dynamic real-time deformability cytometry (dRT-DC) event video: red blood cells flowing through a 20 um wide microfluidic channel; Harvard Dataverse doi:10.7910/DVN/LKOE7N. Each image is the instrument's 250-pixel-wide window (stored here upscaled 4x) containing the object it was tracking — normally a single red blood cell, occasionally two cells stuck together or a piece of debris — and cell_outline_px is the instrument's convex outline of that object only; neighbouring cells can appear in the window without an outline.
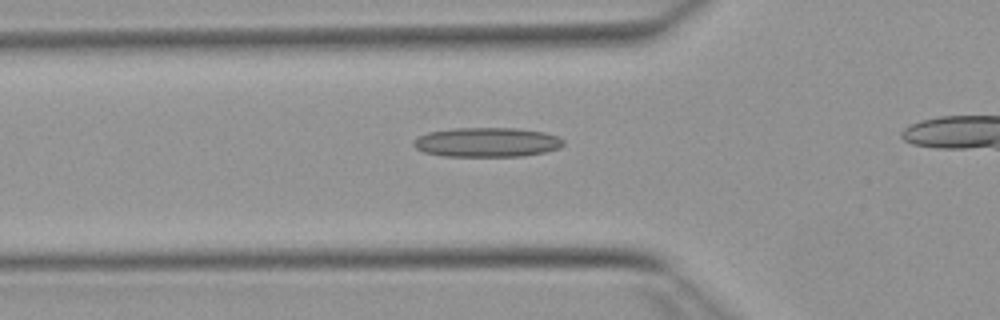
{"species": "Egyptian fruit bat (a non-hibernating species)", "species_latin": "Rousettus aegyptiacus", "temperature_condition": "warm", "stored_images_in_passage": 32, "camera_frame_rate_fps": 3000, "um_per_image_px": 0.085, "animal": {"sex": "female"}, "frame": {"image": 1, "passage_image": 8, "time_ms": 2.333, "image_size_px": [1000, 320], "cell_outline_px": [[564, 144], [560, 148], [544, 152], [524, 156], [444, 156], [424, 152], [416, 148], [412, 144], [412, 140], [428, 132], [456, 128], [516, 128], [544, 132], [556, 136], [564, 140]], "centroid_in_image_um": [41.39, 12.09], "position_along_channel_um": 84.4, "area_um2": 25.72}}
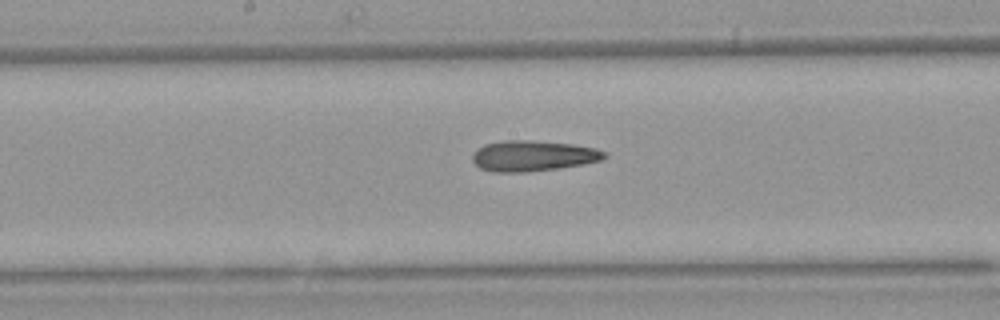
{"frame": {"image": 2, "passage_image": 17, "time_ms": 5.333, "image_size_px": [1000, 320], "cell_outline_px": [[608, 156], [600, 160], [584, 164], [560, 168], [524, 172], [492, 172], [480, 168], [472, 160], [472, 156], [476, 148], [484, 144], [504, 140], [532, 140], [572, 144], [596, 148], [604, 152]], "centroid_in_image_um": [45.28, 13.24], "position_along_channel_um": 202.9, "area_um2": 23.7}}
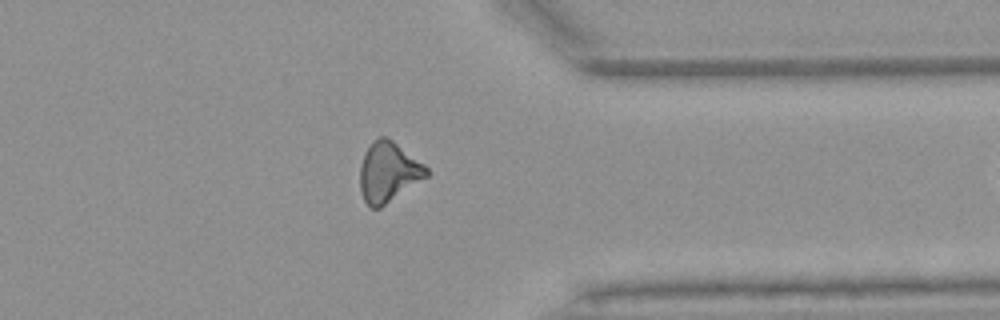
{"frame": {"image": 3, "passage_image": 31, "time_ms": 10.0, "image_size_px": [1000, 320], "cell_outline_px": [[428, 176], [380, 208], [368, 208], [364, 200], [360, 188], [360, 164], [364, 152], [380, 136], [388, 136], [424, 164], [428, 168]], "centroid_in_image_um": [33.0, 14.63], "position_along_channel_um": 378.4, "area_um2": 23.24}}